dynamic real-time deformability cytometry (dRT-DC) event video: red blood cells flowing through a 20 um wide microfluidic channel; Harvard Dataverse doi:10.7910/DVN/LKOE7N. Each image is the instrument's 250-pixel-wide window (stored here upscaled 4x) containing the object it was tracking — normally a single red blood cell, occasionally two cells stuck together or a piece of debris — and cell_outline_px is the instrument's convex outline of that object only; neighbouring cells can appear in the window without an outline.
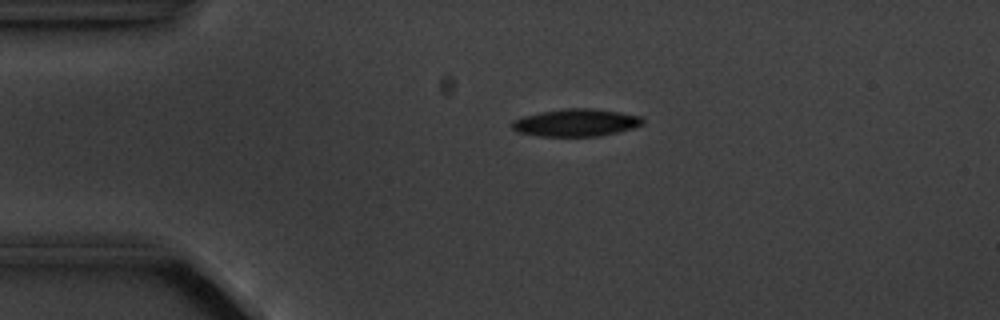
{"species": "common noctule bat (a hibernating species)", "species_latin": "Nyctalus noctula", "temperature_condition": "cold", "stored_images_in_passage": 6, "segment_of_instrument_passage": [1, 2], "camera_frame_rate_fps": 3000, "um_per_image_px": 0.085, "animal": {"sex": "male", "body_mass_g": 20.1, "forearm_length_mm": 53.5}, "frame": {"image": 1, "passage_image": 4, "time_ms": 3.333, "image_size_px": [1000, 320], "cell_outline_px": [[644, 124], [632, 128], [600, 136], [540, 136], [516, 132], [508, 124], [512, 120], [524, 116], [540, 112], [564, 108], [592, 108], [620, 112], [640, 116], [644, 120]], "centroid_in_image_um": [48.92, 10.42], "position_along_channel_um": 36.1, "area_um2": 21.04}}